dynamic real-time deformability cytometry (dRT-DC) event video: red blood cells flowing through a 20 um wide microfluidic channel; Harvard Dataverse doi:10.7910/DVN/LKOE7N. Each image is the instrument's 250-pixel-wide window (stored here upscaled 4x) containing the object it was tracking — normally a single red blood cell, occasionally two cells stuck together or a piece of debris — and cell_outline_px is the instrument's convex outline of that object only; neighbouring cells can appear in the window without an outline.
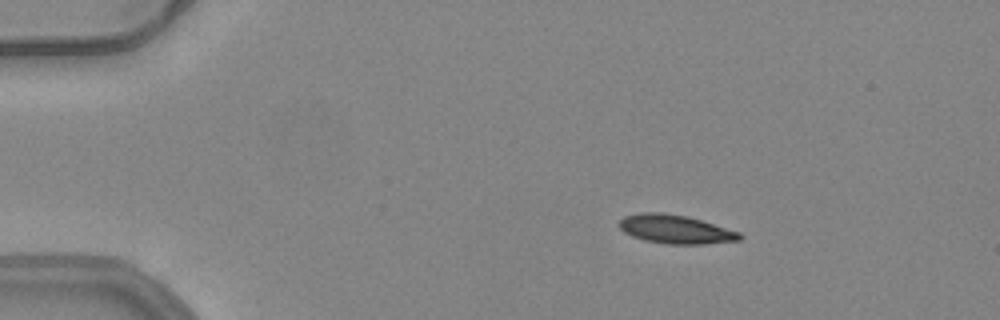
{"species": "common noctule bat (a hibernating species)", "species_latin": "Nyctalus noctula", "temperature_condition": "warm", "stored_images_in_passage": 48, "camera_frame_rate_fps": 3000, "um_per_image_px": 0.085, "animal": {"sex": "female", "body_mass_g": 24.6, "forearm_length_mm": 56.2}, "frame": {"image": 1, "passage_image": 4, "time_ms": 1.0, "image_size_px": [1000, 320], "cell_outline_px": [[744, 236], [740, 240], [704, 244], [668, 244], [644, 240], [632, 236], [624, 232], [616, 224], [624, 216], [640, 212], [664, 212], [688, 216], [740, 232]], "centroid_in_image_um": [57.4, 19.48], "position_along_channel_um": 27.6, "area_um2": 20.35}}
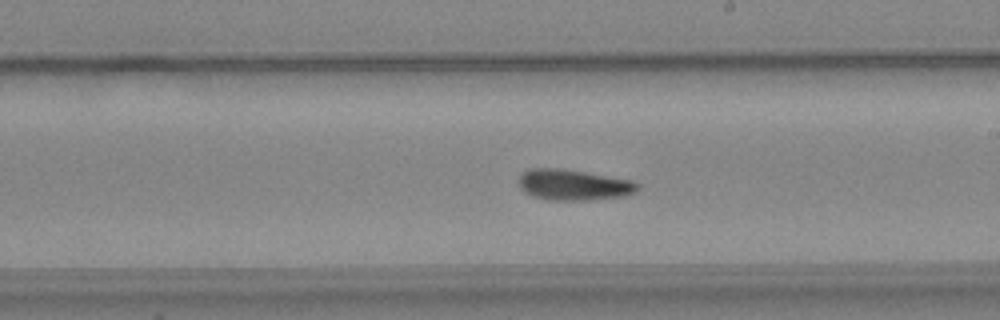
{"frame": {"image": 2, "passage_image": 26, "time_ms": 8.333, "image_size_px": [1000, 320], "cell_outline_px": [[640, 188], [636, 192], [624, 196], [588, 200], [552, 200], [532, 196], [524, 192], [520, 188], [520, 176], [528, 168], [564, 168], [636, 180], [640, 184]], "centroid_in_image_um": [48.82, 15.7], "position_along_channel_um": 240.2, "area_um2": 21.73}}
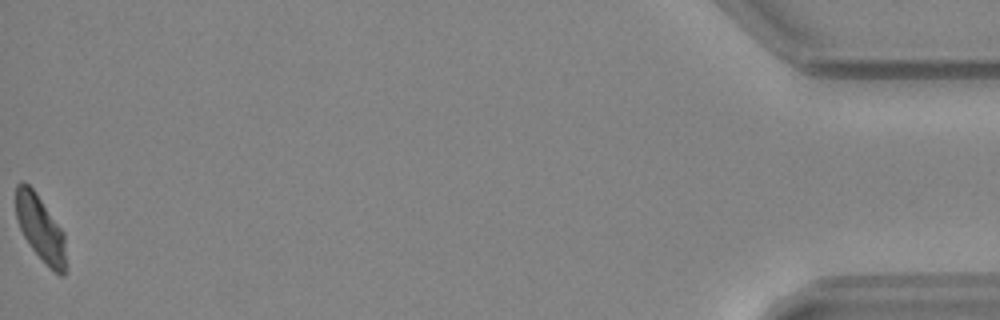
{"frame": {"image": 3, "passage_image": 48, "time_ms": 15.667, "image_size_px": [1000, 320], "cell_outline_px": [[64, 276], [60, 276], [52, 272], [32, 248], [24, 236], [20, 228], [16, 216], [16, 184], [20, 180], [24, 180], [36, 192], [64, 232]], "centroid_in_image_um": [3.41, 19.37], "position_along_channel_um": 431.8, "area_um2": 19.02}, "authors_computed_cell_mechanics": {"area_um2": 20.4612, "velocity_mm_per_s": 3.9465, "shape_relaxation_time_tau1_ms": 4.5323, "shape_relaxation_time_tau2_ms": 5.8756, "deformation_change_tau1": 0.1431, "deformation_change_tau2": 0.1363}}